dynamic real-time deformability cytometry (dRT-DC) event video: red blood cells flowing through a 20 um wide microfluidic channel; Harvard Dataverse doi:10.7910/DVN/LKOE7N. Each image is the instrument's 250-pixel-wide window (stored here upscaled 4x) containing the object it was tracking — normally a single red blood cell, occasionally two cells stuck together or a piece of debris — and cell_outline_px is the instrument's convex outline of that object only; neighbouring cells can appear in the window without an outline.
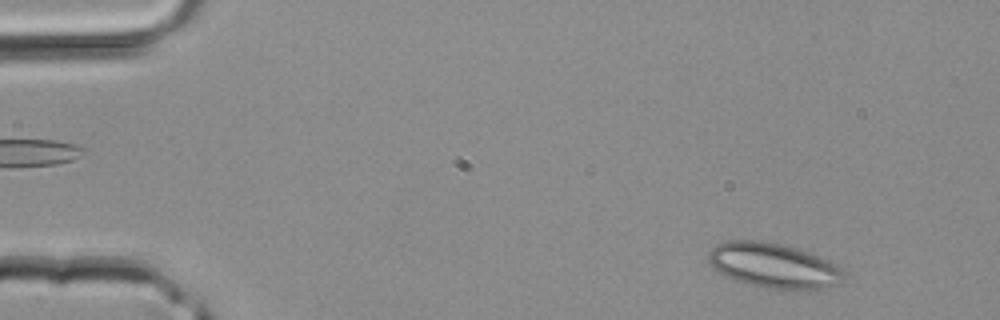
{"species": "common noctule bat (a hibernating species)", "species_latin": "Nyctalus noctula", "temperature_condition": "room temperature", "stored_images_in_passage": 37, "camera_frame_rate_fps": 3000, "um_per_image_px": 0.085, "animal": {"sex": "male", "body_mass_g": 20.4}, "frame": {"image": 1, "passage_image": 2, "time_ms": 0.333, "image_size_px": [1000, 320], "cell_outline_px": [[844, 280], [840, 284], [828, 288], [756, 288], [724, 276], [712, 268], [708, 260], [708, 252], [716, 244], [728, 240], [756, 240], [780, 244], [796, 248], [808, 252], [828, 260], [836, 264], [844, 272]], "centroid_in_image_um": [65.71, 22.57], "position_along_channel_um": 19.3, "area_um2": 35.6}}
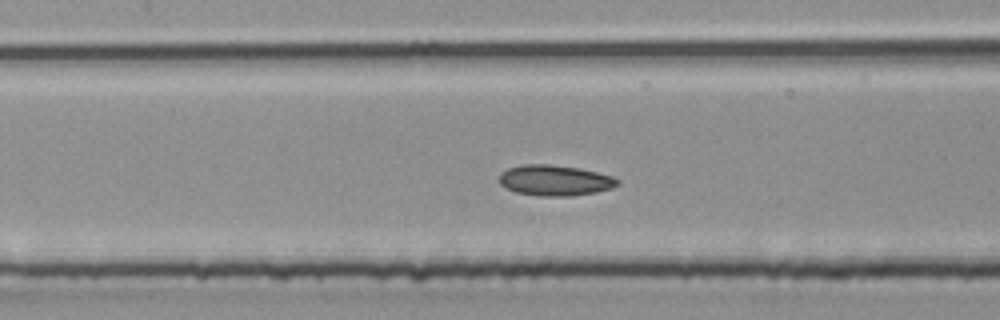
{"frame": {"image": 2, "passage_image": 16, "time_ms": 5.0, "image_size_px": [1000, 320], "cell_outline_px": [[620, 184], [612, 188], [596, 192], [572, 196], [540, 196], [516, 192], [504, 188], [500, 184], [500, 172], [508, 168], [524, 164], [548, 164], [580, 168], [612, 176], [620, 180]], "centroid_in_image_um": [47.17, 15.33], "position_along_channel_um": 160.2, "area_um2": 21.27}}
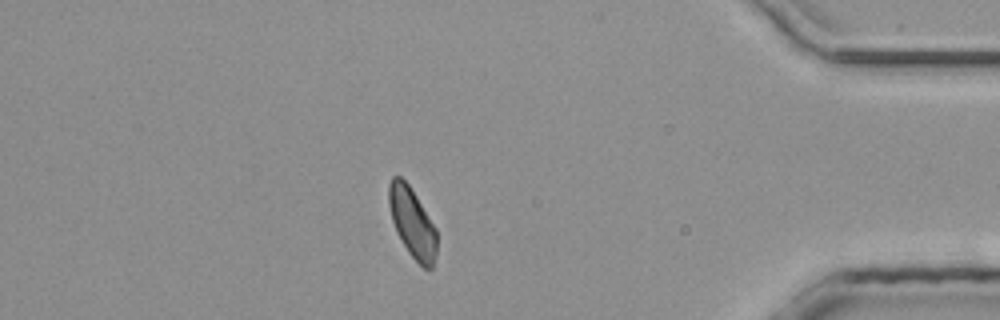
{"frame": {"image": 3, "passage_image": 32, "time_ms": 10.333, "image_size_px": [1000, 320], "cell_outline_px": [[436, 256], [432, 268], [424, 268], [408, 252], [396, 232], [392, 220], [388, 204], [388, 184], [392, 176], [400, 176], [408, 184], [416, 196], [436, 228]], "centroid_in_image_um": [35.02, 18.91], "position_along_channel_um": 400.2, "area_um2": 19.36}}